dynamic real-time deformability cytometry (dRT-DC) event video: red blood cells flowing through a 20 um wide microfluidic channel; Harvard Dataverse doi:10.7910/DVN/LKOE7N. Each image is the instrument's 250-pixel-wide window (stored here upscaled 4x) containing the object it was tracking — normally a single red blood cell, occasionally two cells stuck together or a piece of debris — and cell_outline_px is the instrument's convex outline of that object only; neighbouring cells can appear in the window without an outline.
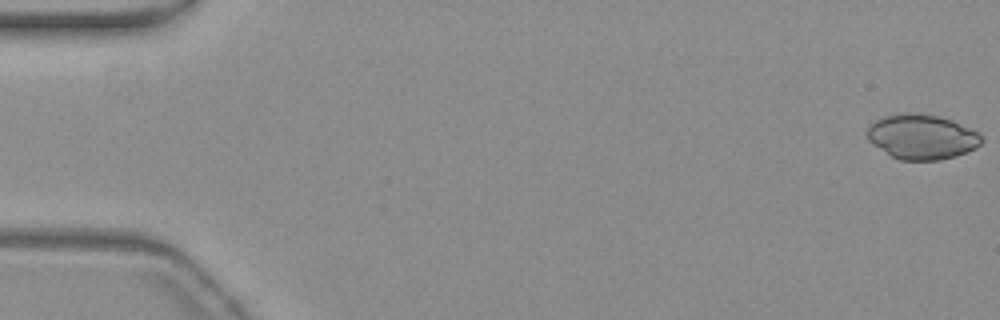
{"species": "common noctule bat (a hibernating species)", "species_latin": "Nyctalus noctula", "temperature_condition": "warm", "stored_images_in_passage": 56, "camera_frame_rate_fps": 3000, "um_per_image_px": 0.085, "animal": {"sex": "female", "body_mass_g": 19.3, "forearm_length_mm": 54.1}, "frame": {"image": 1, "passage_image": 1, "time_ms": 0.0, "image_size_px": [1000, 320], "cell_outline_px": [[984, 140], [976, 148], [956, 156], [940, 160], [900, 160], [892, 156], [872, 144], [868, 140], [864, 132], [868, 124], [884, 116], [896, 112], [908, 112], [936, 116], [952, 120], [980, 132]], "centroid_in_image_um": [78.33, 11.62], "position_along_channel_um": 6.7, "area_um2": 30.35}}